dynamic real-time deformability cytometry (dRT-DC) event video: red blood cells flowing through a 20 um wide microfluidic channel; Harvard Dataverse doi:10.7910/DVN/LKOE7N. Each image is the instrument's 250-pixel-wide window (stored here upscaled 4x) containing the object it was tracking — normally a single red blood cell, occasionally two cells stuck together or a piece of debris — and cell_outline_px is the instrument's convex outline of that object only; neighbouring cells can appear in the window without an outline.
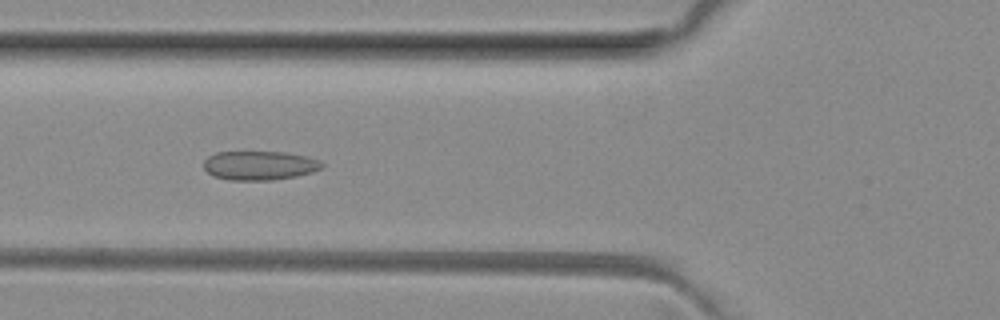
{"species": "common noctule bat (a hibernating species)", "species_latin": "Nyctalus noctula", "temperature_condition": "room temperature", "stored_images_in_passage": 50, "camera_frame_rate_fps": 3000, "um_per_image_px": 0.085, "animal": {"sex": "female", "body_mass_g": 29.2, "forearm_length_mm": 56.3}, "frame": {"image": 1, "passage_image": 18, "time_ms": 5.667, "image_size_px": [1000, 320], "cell_outline_px": [[324, 168], [312, 172], [296, 176], [272, 180], [228, 180], [212, 176], [204, 168], [204, 160], [208, 156], [216, 152], [284, 152], [304, 156], [316, 160], [324, 164]], "centroid_in_image_um": [22.03, 14.07], "position_along_channel_um": 103.8, "area_um2": 20.0}}
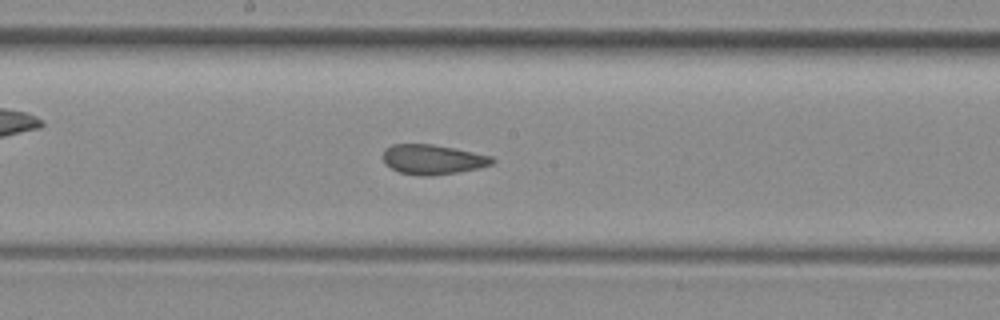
{"frame": {"image": 2, "passage_image": 26, "time_ms": 8.333, "image_size_px": [1000, 320], "cell_outline_px": [[496, 160], [492, 164], [480, 168], [460, 172], [432, 176], [420, 176], [400, 172], [384, 164], [384, 148], [392, 144], [432, 144], [456, 148], [492, 156]], "centroid_in_image_um": [36.81, 13.55], "position_along_channel_um": 211.4, "area_um2": 19.19}}
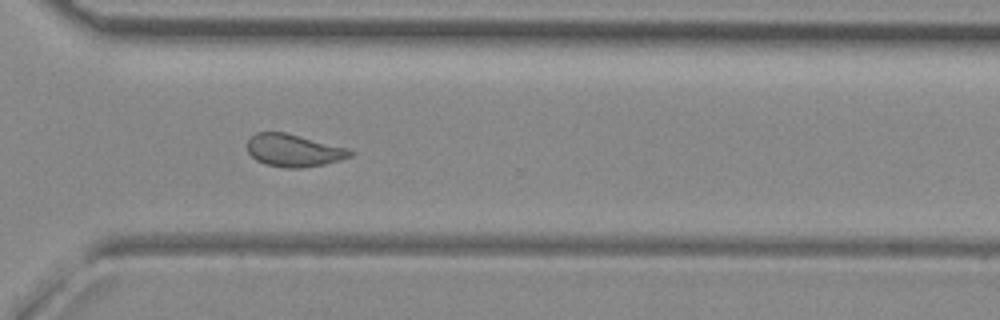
{"frame": {"image": 3, "passage_image": 36, "time_ms": 11.667, "image_size_px": [1000, 320], "cell_outline_px": [[356, 152], [352, 156], [324, 164], [300, 168], [284, 168], [264, 164], [256, 160], [248, 152], [248, 140], [256, 132], [284, 132], [348, 148]], "centroid_in_image_um": [24.97, 12.79], "position_along_channel_um": 345.6, "area_um2": 19.42}, "authors_computed_cell_mechanics": {"area_um2": 20.0277, "velocity_mm_per_s": 4.0338, "shape_relaxation_time_tau1_ms": null, "shape_relaxation_time_tau2_ms": 1.7258, "deformation_change_tau1": null, "deformation_change_tau2": 0.0811}}